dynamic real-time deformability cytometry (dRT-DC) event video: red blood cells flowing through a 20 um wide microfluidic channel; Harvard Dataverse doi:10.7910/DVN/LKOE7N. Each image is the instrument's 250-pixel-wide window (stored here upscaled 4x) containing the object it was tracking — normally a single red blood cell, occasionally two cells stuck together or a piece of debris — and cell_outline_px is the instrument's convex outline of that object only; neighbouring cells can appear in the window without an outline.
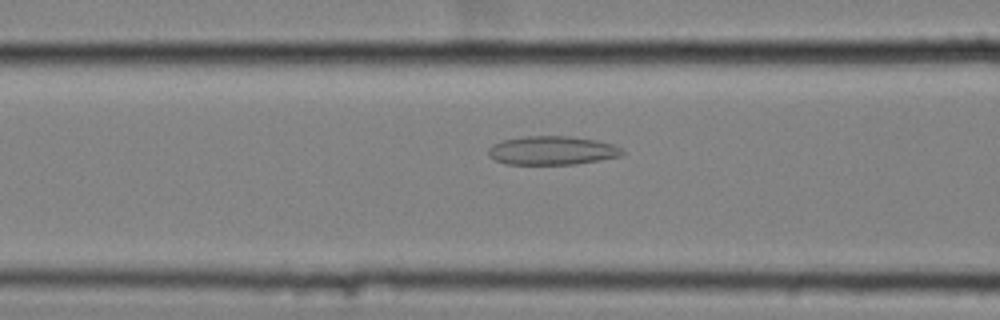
{"species": "common noctule bat (a hibernating species)", "species_latin": "Nyctalus noctula", "temperature_condition": "cold", "stored_images_in_passage": 59, "camera_frame_rate_fps": 3000, "um_per_image_px": 0.085, "animal": {"sex": "female", "body_mass_g": 25.1}, "frame": {"image": 1, "passage_image": 25, "time_ms": 8.0, "image_size_px": [1000, 320], "cell_outline_px": [[624, 152], [620, 156], [576, 164], [504, 164], [488, 156], [488, 148], [492, 144], [504, 140], [524, 136], [568, 136], [596, 140], [612, 144], [620, 148]], "centroid_in_image_um": [46.89, 12.79], "position_along_channel_um": 119.7, "area_um2": 22.31}}
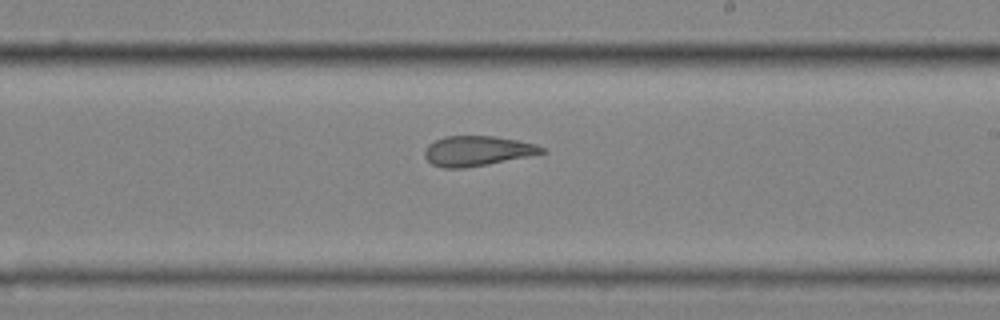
{"frame": {"image": 2, "passage_image": 36, "time_ms": 11.667, "image_size_px": [1000, 320], "cell_outline_px": [[548, 152], [488, 164], [464, 168], [444, 168], [432, 164], [424, 156], [424, 152], [428, 144], [444, 136], [496, 136], [536, 144], [544, 148]], "centroid_in_image_um": [40.56, 12.82], "position_along_channel_um": 248.4, "area_um2": 20.4}}
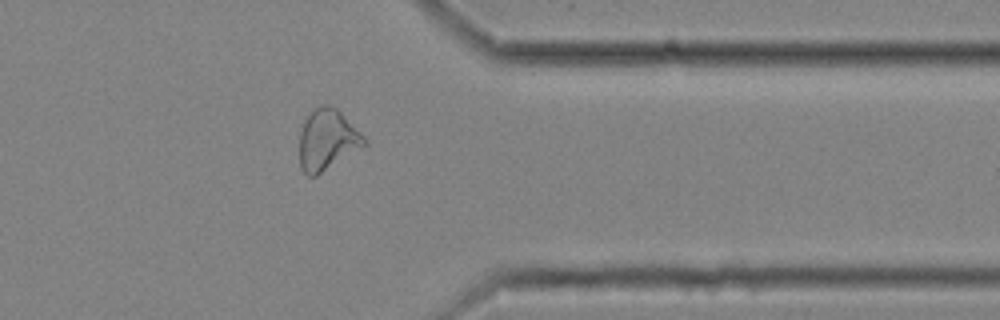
{"frame": {"image": 3, "passage_image": 48, "time_ms": 15.667, "image_size_px": [1000, 320], "cell_outline_px": [[368, 144], [316, 176], [308, 176], [300, 168], [300, 132], [304, 120], [316, 108], [324, 104], [328, 104], [336, 108], [368, 140]], "centroid_in_image_um": [27.82, 11.9], "position_along_channel_um": 383.6, "area_um2": 22.77}, "authors_computed_cell_mechanics": {"area_um2": 24.7384, "velocity_mm_per_s": 3.5145, "shape_relaxation_time_tau1_ms": null, "shape_relaxation_time_tau2_ms": 2.7348, "deformation_change_tau1": null, "deformation_change_tau2": 0.1187}}